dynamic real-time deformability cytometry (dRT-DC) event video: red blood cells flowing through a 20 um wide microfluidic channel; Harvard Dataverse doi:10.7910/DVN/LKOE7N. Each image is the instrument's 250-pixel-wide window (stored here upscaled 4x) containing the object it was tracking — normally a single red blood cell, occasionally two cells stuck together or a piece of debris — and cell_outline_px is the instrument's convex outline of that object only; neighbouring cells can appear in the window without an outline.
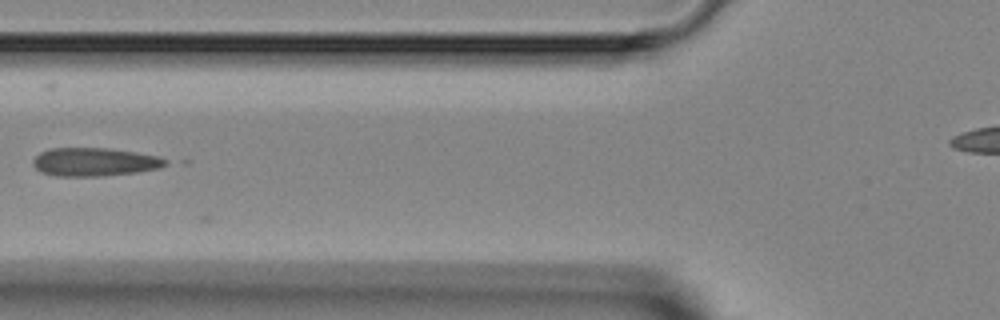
{"species": "Egyptian fruit bat (a non-hibernating species)", "species_latin": "Rousettus aegyptiacus", "temperature_condition": "room temperature", "stored_images_in_passage": 3, "camera_frame_rate_fps": 3000, "um_per_image_px": 0.085, "animal": {"sex": "female"}, "frame": {"image": 1, "passage_image": 3, "time_ms": 2.0, "image_size_px": [1000, 320], "cell_outline_px": [[168, 164], [160, 168], [136, 172], [100, 176], [56, 176], [40, 172], [32, 164], [32, 160], [40, 152], [52, 148], [108, 148], [160, 156], [168, 160]], "centroid_in_image_um": [8.04, 13.76], "position_along_channel_um": 117.8, "area_um2": 21.96}}